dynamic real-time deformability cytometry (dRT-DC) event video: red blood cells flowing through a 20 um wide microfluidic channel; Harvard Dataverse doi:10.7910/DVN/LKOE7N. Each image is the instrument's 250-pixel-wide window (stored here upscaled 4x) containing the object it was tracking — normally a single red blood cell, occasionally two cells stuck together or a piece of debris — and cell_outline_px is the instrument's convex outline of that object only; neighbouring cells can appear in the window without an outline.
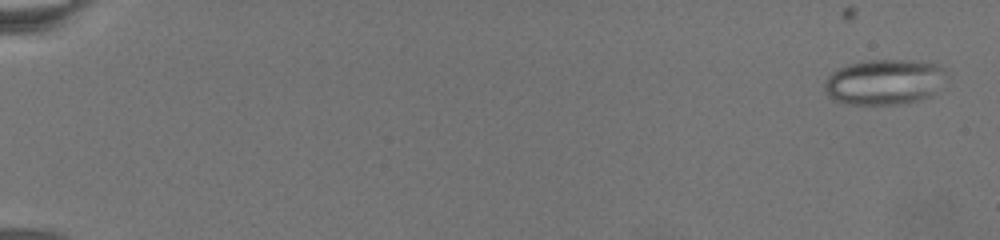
{"species": "common noctule bat (a hibernating species)", "species_latin": "Nyctalus noctula", "temperature_condition": "warm", "stored_images_in_passage": 55, "camera_frame_rate_fps": 3000, "um_per_image_px": 0.085, "animal": {"sex": "female", "body_mass_g": 19.5, "forearm_length_mm": 54.1}, "frame": {"image": 1, "passage_image": 1, "time_ms": 0.0, "image_size_px": [1000, 240], "cell_outline_px": [[948, 72], [928, 96], [916, 100], [896, 104], [856, 104], [836, 100], [828, 96], [824, 88], [824, 84], [828, 76], [832, 72], [848, 64], [868, 60], [904, 60], [936, 64], [944, 68]], "centroid_in_image_um": [75.11, 6.95], "position_along_channel_um": 9.9, "area_um2": 31.44}}
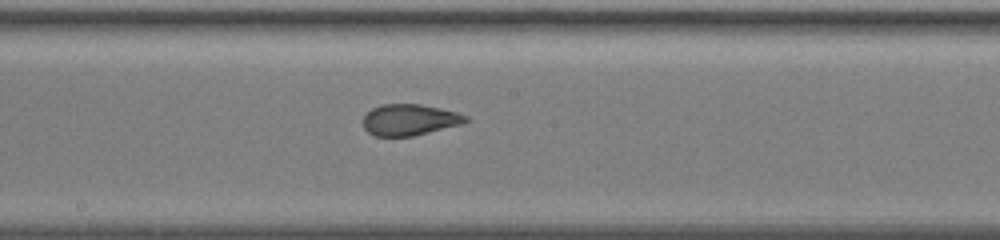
{"frame": {"image": 2, "passage_image": 34, "time_ms": 13.667, "image_size_px": [1000, 240], "cell_outline_px": [[468, 120], [464, 124], [412, 136], [372, 136], [364, 128], [360, 120], [372, 108], [380, 104], [420, 104], [440, 108], [456, 112], [468, 116]], "centroid_in_image_um": [34.78, 10.18], "position_along_channel_um": 213.4, "area_um2": 18.9}}
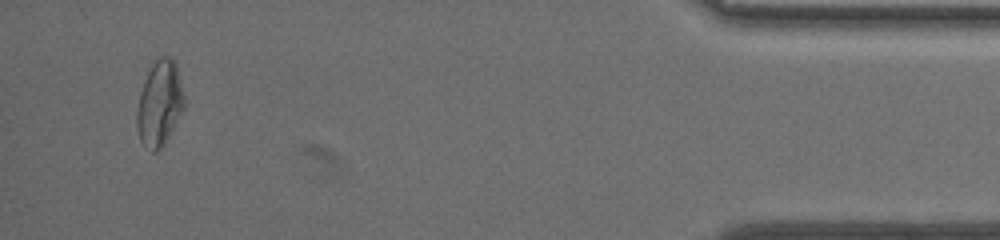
{"frame": {"image": 3, "passage_image": 53, "time_ms": 23.0, "image_size_px": [1000, 240], "cell_outline_px": [[184, 108], [164, 144], [156, 152], [152, 152], [140, 140], [136, 124], [136, 112], [140, 92], [144, 80], [156, 56], [168, 56], [176, 64], [184, 96]], "centroid_in_image_um": [13.55, 8.77], "position_along_channel_um": 421.7, "area_um2": 23.35}}